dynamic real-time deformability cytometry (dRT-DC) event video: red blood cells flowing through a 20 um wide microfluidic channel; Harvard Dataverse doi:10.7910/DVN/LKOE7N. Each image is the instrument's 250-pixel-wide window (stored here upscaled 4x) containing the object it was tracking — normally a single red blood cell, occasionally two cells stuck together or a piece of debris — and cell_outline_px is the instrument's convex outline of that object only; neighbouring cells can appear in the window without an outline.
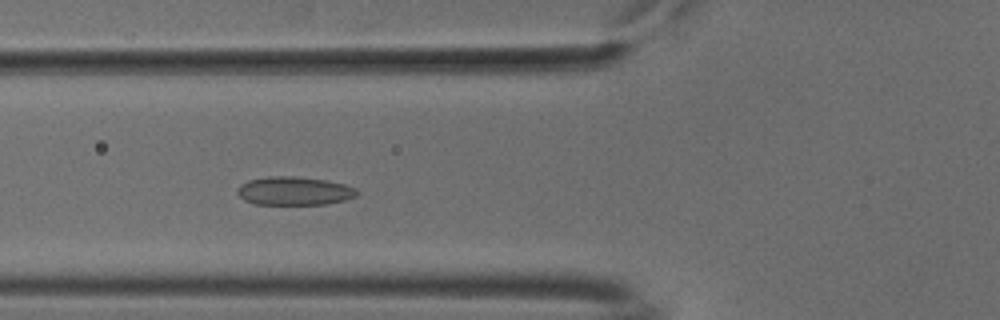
{"species": "common noctule bat (a hibernating species)", "species_latin": "Nyctalus noctula", "temperature_condition": "cold", "stored_images_in_passage": 47, "camera_frame_rate_fps": 3000, "um_per_image_px": 0.085, "animal": {"sex": "male", "body_mass_g": 18.8}, "frame": {"image": 1, "passage_image": 13, "time_ms": 4.0, "image_size_px": [1000, 320], "cell_outline_px": [[360, 192], [356, 196], [344, 200], [328, 204], [256, 204], [244, 200], [236, 192], [236, 188], [240, 184], [248, 180], [268, 176], [292, 176], [328, 180], [344, 184], [356, 188]], "centroid_in_image_um": [25.01, 16.22], "position_along_channel_um": 100.8, "area_um2": 20.0}}
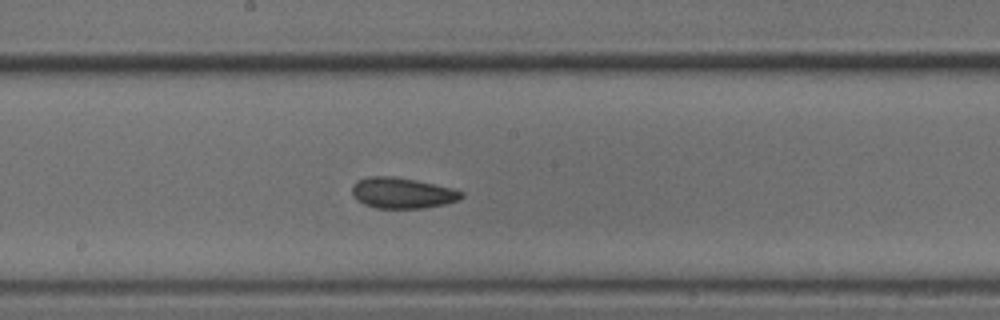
{"frame": {"image": 2, "passage_image": 22, "time_ms": 7.0, "image_size_px": [1000, 320], "cell_outline_px": [[464, 196], [460, 200], [444, 204], [424, 208], [376, 208], [364, 204], [352, 192], [352, 184], [356, 180], [368, 176], [396, 176], [416, 180], [452, 188], [464, 192]], "centroid_in_image_um": [34.21, 16.39], "position_along_channel_um": 214.0, "area_um2": 19.65}}
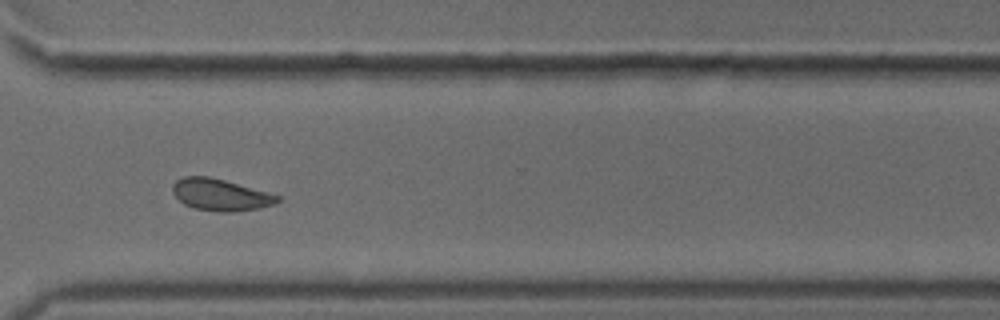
{"frame": {"image": 3, "passage_image": 33, "time_ms": 10.667, "image_size_px": [1000, 320], "cell_outline_px": [[280, 200], [272, 204], [260, 208], [232, 212], [220, 212], [196, 208], [184, 204], [172, 192], [172, 184], [176, 180], [184, 176], [208, 176], [224, 180], [268, 192], [280, 196]], "centroid_in_image_um": [18.72, 16.55], "position_along_channel_um": 351.9, "area_um2": 19.25}, "authors_computed_cell_mechanics": {"area_um2": 19.5942, "velocity_mm_per_s": 3.7565, "shape_relaxation_time_tau1_ms": 5.6046, "shape_relaxation_time_tau2_ms": 1.7698, "deformation_change_tau1": 0.0929, "deformation_change_tau2": 0.0573}}